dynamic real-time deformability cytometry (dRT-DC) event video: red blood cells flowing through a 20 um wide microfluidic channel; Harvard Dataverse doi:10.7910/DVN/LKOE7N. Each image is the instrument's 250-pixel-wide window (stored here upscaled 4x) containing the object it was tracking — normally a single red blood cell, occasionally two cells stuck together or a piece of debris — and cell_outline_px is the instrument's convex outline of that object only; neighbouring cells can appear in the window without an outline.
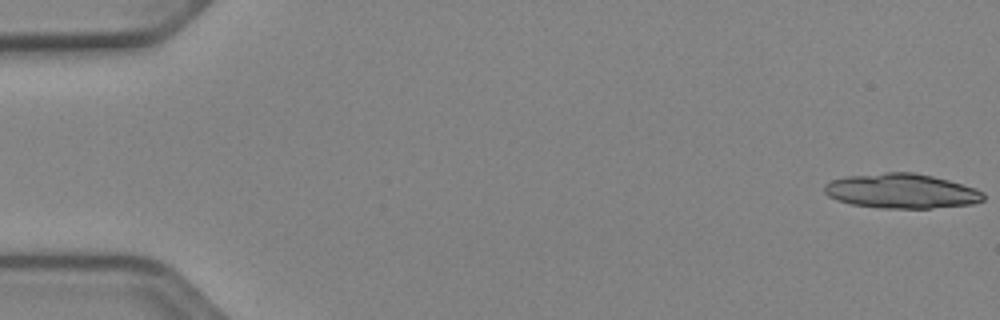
{"species": "Egyptian fruit bat (a non-hibernating species)", "species_latin": "Rousettus aegyptiacus", "temperature_condition": "cold", "stored_images_in_passage": 19, "camera_frame_rate_fps": 3000, "um_per_image_px": 0.085, "animal": {"sex": "female"}, "frame": {"image": 1, "passage_image": 1, "time_ms": 0.0, "image_size_px": [1000, 320], "cell_outline_px": [[984, 200], [972, 204], [932, 208], [880, 208], [852, 204], [828, 196], [824, 192], [824, 184], [832, 180], [848, 176], [884, 172], [912, 172], [932, 176], [948, 180], [976, 188], [984, 192]], "centroid_in_image_um": [76.64, 16.23], "position_along_channel_um": 8.4, "area_um2": 32.08}}